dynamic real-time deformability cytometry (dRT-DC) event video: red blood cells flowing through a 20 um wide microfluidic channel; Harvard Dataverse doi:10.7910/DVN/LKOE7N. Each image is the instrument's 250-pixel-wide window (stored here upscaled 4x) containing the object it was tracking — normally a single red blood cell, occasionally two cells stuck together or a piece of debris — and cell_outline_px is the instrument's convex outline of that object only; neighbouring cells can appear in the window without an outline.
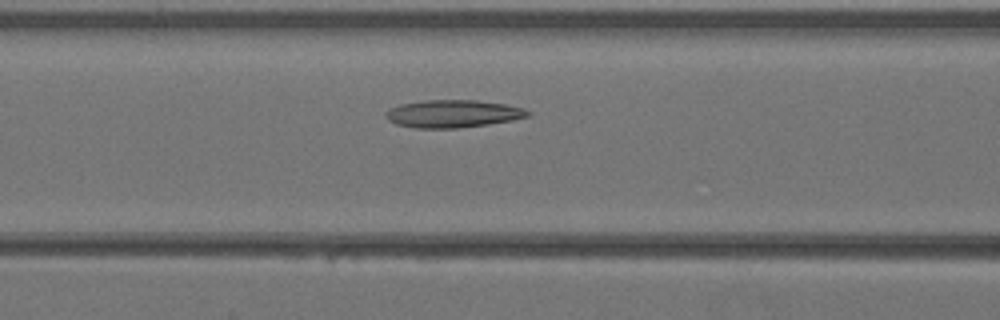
{"species": "Egyptian fruit bat (a non-hibernating species)", "species_latin": "Rousettus aegyptiacus", "temperature_condition": "warm", "stored_images_in_passage": 30, "camera_frame_rate_fps": 3000, "um_per_image_px": 0.085, "animal": {"sex": "female"}, "frame": {"image": 1, "passage_image": 6, "time_ms": 1.667, "image_size_px": [1000, 320], "cell_outline_px": [[532, 116], [512, 120], [488, 124], [456, 128], [416, 128], [396, 124], [388, 120], [384, 116], [384, 112], [388, 108], [400, 104], [424, 100], [476, 100], [504, 104], [524, 108], [532, 112]], "centroid_in_image_um": [38.49, 9.66], "position_along_channel_um": 128.1, "area_um2": 23.06}}
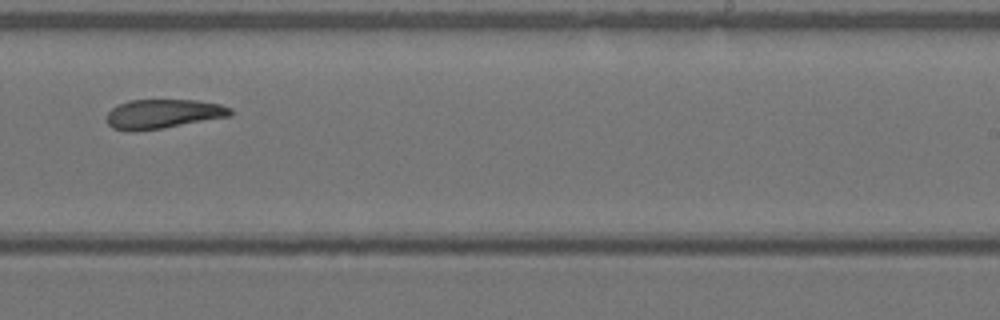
{"frame": {"image": 2, "passage_image": 15, "time_ms": 4.667, "image_size_px": [1000, 320], "cell_outline_px": [[232, 116], [164, 128], [132, 132], [112, 128], [104, 120], [108, 112], [112, 108], [128, 100], [196, 100], [220, 104], [232, 108]], "centroid_in_image_um": [13.85, 9.69], "position_along_channel_um": 275.2, "area_um2": 21.39}}
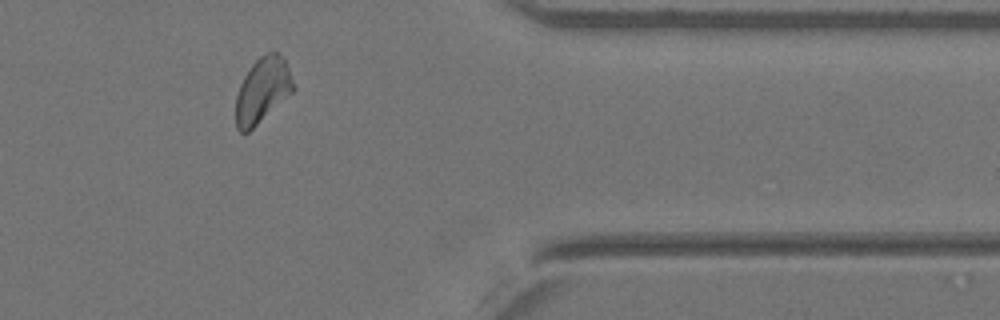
{"frame": {"image": 3, "passage_image": 23, "time_ms": 7.333, "image_size_px": [1000, 320], "cell_outline_px": [[296, 88], [292, 92], [248, 132], [240, 132], [236, 128], [236, 96], [240, 84], [244, 76], [252, 64], [260, 56], [268, 52], [276, 52], [284, 56]], "centroid_in_image_um": [22.31, 7.64], "position_along_channel_um": 389.1, "area_um2": 21.68}}